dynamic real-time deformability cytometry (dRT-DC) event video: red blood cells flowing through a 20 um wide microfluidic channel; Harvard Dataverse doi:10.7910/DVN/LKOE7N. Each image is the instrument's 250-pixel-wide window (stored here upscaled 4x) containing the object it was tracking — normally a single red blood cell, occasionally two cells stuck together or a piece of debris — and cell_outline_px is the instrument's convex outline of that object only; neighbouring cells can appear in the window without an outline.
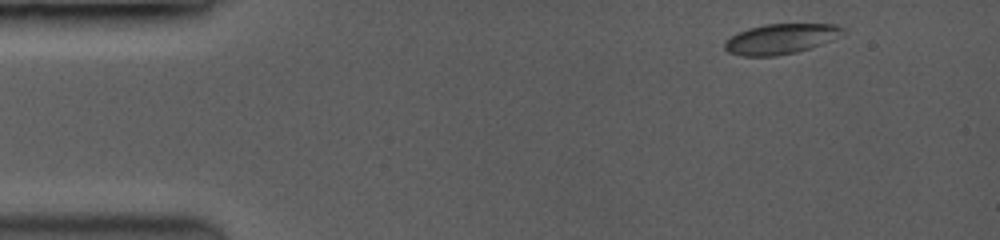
{"species": "common noctule bat (a hibernating species)", "species_latin": "Nyctalus noctula", "temperature_condition": "room temperature", "stored_images_in_passage": 4, "camera_frame_rate_fps": 3500, "um_per_image_px": 0.085, "animal": {"sex": "female", "body_mass_g": 19.0, "forearm_length_mm": 53.3}, "frame": {"image": 1, "passage_image": 1, "time_ms": 0.0, "image_size_px": [1000, 240], "cell_outline_px": [[844, 28], [816, 44], [808, 48], [792, 52], [772, 56], [744, 56], [728, 52], [724, 48], [724, 44], [732, 36], [740, 32], [752, 28], [768, 24], [832, 24]], "centroid_in_image_um": [66.18, 3.31], "position_along_channel_um": 18.8, "area_um2": 19.31}}
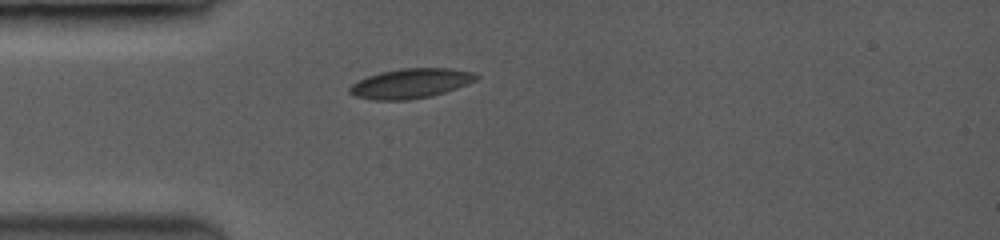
{"frame": {"image": 2, "passage_image": 4, "time_ms": 2.857, "image_size_px": [1000, 240], "cell_outline_px": [[480, 76], [476, 80], [456, 88], [444, 92], [428, 96], [404, 100], [372, 100], [356, 96], [348, 92], [348, 88], [352, 84], [368, 76], [380, 72], [404, 68], [448, 68], [472, 72]], "centroid_in_image_um": [34.88, 7.08], "position_along_channel_um": 50.1, "area_um2": 21.62}}